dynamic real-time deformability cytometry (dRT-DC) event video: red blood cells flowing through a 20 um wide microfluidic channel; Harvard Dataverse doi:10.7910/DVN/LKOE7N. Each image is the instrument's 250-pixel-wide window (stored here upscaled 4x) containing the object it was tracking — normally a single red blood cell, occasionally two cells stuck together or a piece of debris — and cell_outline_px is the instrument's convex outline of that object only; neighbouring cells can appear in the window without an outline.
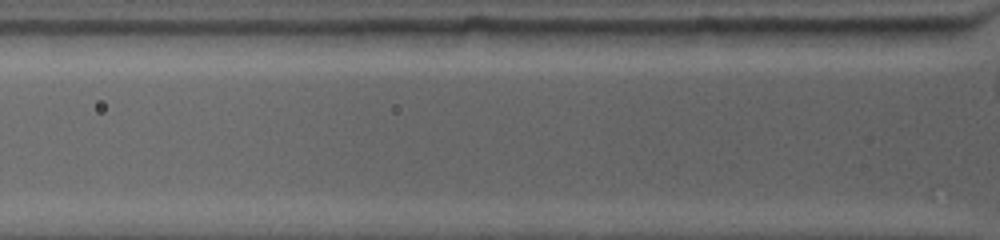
{"species": "common noctule bat (a hibernating species)", "species_latin": "Nyctalus noctula", "temperature_condition": "warm", "stored_images_in_passage": 3, "segment_of_instrument_passage": [1, 2], "camera_frame_rate_fps": 4500, "um_per_image_px": 0.085, "animal": {"sex": "female", "body_mass_g": 19.0, "forearm_length_mm": 53.3}, "frame": {"image": 1, "passage_image": 2, "time_ms": 0.444, "image_size_px": [1000, 240], "cell_outline_px": [[664, 32], [616, 44], [572, 44], [516, 32], [552, 28], [600, 28]], "centroid_in_image_um": [50.13, 3.0], "position_along_channel_um": 75.7, "area_um2": 11.16}}